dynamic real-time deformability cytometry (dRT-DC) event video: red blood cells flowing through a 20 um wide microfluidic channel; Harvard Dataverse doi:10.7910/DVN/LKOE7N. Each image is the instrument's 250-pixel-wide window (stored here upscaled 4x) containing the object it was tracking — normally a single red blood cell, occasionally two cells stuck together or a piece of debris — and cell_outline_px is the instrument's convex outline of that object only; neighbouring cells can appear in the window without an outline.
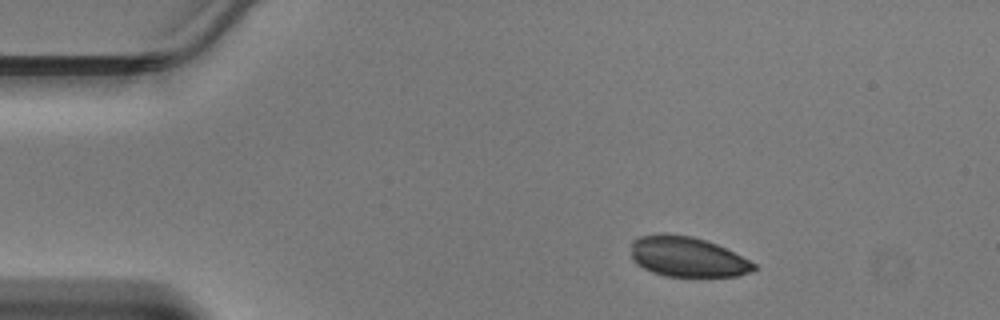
{"species": "Egyptian fruit bat (a non-hibernating species)", "species_latin": "Rousettus aegyptiacus", "temperature_condition": "warm", "stored_images_in_passage": 40, "camera_frame_rate_fps": 3000, "um_per_image_px": 0.085, "animal": {"sex": "male"}, "frame": {"image": 1, "passage_image": 1, "time_ms": 0.0, "image_size_px": [1000, 320], "cell_outline_px": [[756, 268], [748, 272], [736, 276], [664, 276], [652, 272], [636, 264], [632, 260], [632, 240], [640, 236], [660, 232], [664, 232], [692, 236], [716, 244], [756, 264]], "centroid_in_image_um": [58.35, 21.81], "position_along_channel_um": 26.6, "area_um2": 28.61}}
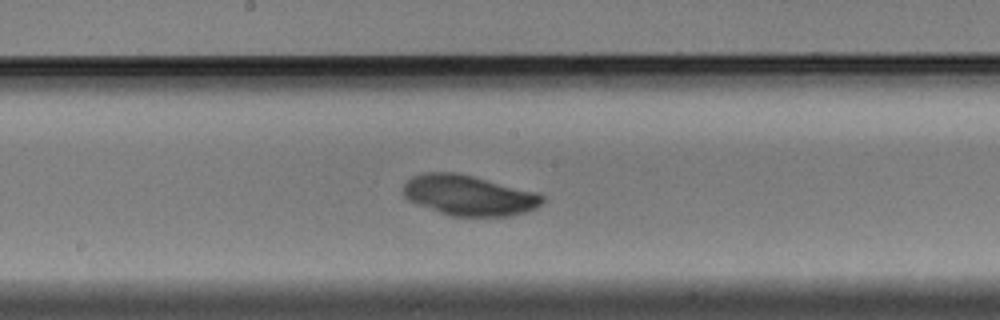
{"frame": {"image": 2, "passage_image": 18, "time_ms": 5.667, "image_size_px": [1000, 320], "cell_outline_px": [[544, 200], [536, 208], [528, 212], [508, 216], [452, 216], [440, 212], [408, 200], [404, 196], [404, 180], [412, 176], [424, 172], [456, 172], [536, 192], [544, 196]], "centroid_in_image_um": [39.84, 16.6], "position_along_channel_um": 208.4, "area_um2": 32.6}}
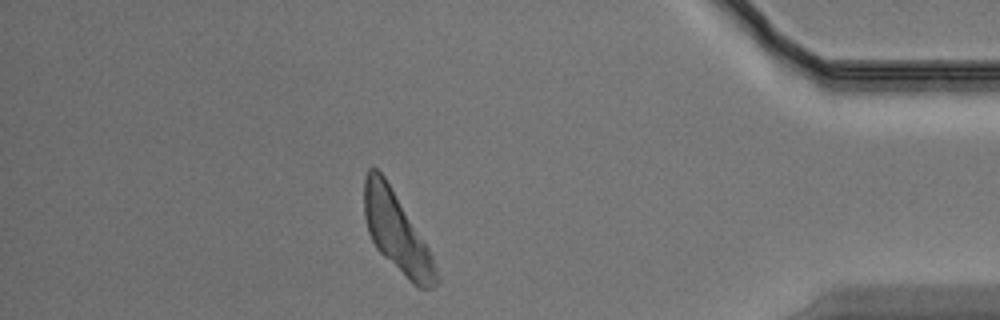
{"frame": {"image": 3, "passage_image": 34, "time_ms": 11.0, "image_size_px": [1000, 320], "cell_outline_px": [[440, 280], [432, 288], [416, 288], [376, 248], [368, 232], [364, 216], [364, 180], [368, 168], [372, 164], [384, 176], [428, 248], [432, 256], [440, 276]], "centroid_in_image_um": [33.71, 19.77], "position_along_channel_um": 401.5, "area_um2": 32.89}}